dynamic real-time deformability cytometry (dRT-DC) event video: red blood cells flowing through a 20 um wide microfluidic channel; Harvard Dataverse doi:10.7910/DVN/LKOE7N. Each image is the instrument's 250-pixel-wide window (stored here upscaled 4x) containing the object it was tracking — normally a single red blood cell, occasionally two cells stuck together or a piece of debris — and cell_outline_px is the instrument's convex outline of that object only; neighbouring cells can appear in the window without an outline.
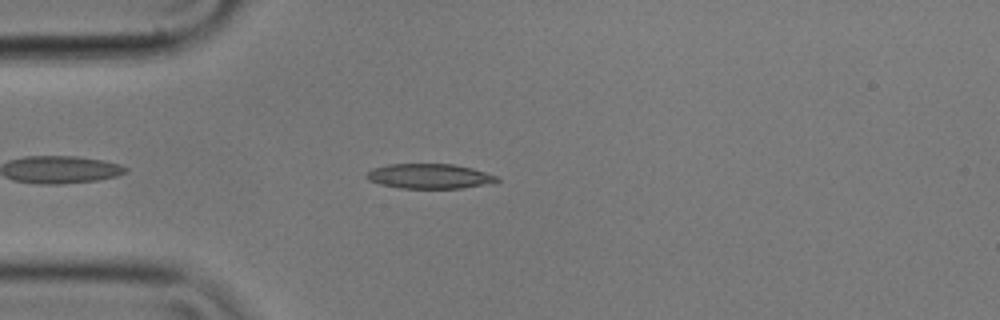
{"species": "common noctule bat (a hibernating species)", "species_latin": "Nyctalus noctula", "temperature_condition": "cold", "stored_images_in_passage": 39, "camera_frame_rate_fps": 3000, "um_per_image_px": 0.085, "animal": {"sex": "male", "body_mass_g": 17.9}, "frame": {"image": 1, "passage_image": 5, "time_ms": 1.333, "image_size_px": [1000, 320], "cell_outline_px": [[500, 180], [496, 184], [460, 188], [400, 188], [380, 184], [368, 180], [364, 176], [372, 168], [388, 164], [452, 164], [472, 168], [496, 176]], "centroid_in_image_um": [36.52, 14.98], "position_along_channel_um": 48.5, "area_um2": 19.02}}
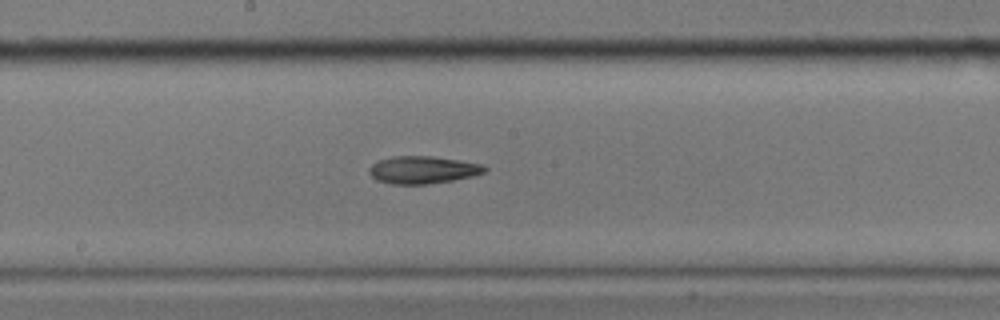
{"frame": {"image": 2, "passage_image": 20, "time_ms": 6.333, "image_size_px": [1000, 320], "cell_outline_px": [[488, 168], [484, 172], [472, 176], [452, 180], [428, 184], [392, 184], [376, 180], [368, 172], [368, 168], [372, 164], [380, 160], [392, 156], [432, 156], [484, 164]], "centroid_in_image_um": [35.93, 14.43], "position_along_channel_um": 212.3, "area_um2": 18.5}}
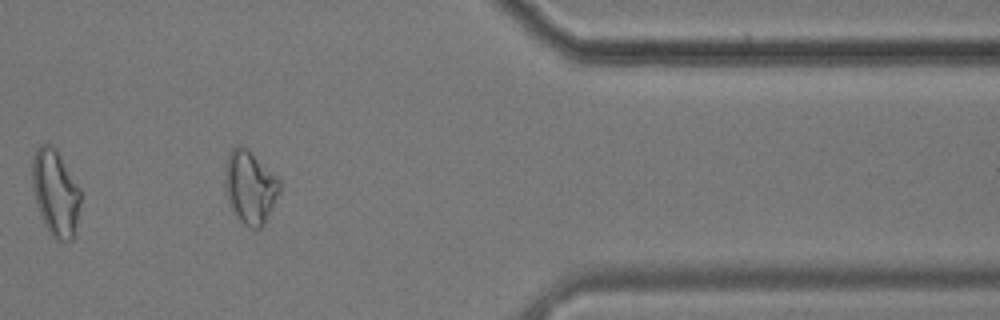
{"frame": {"image": 3, "passage_image": 37, "time_ms": 12.0, "image_size_px": [1000, 320], "cell_outline_px": [[280, 192], [264, 224], [260, 228], [248, 228], [236, 216], [228, 200], [224, 184], [224, 168], [228, 152], [236, 144], [240, 144], [248, 148], [280, 180]], "centroid_in_image_um": [21.23, 15.86], "position_along_channel_um": 390.2, "area_um2": 23.47}, "authors_computed_cell_mechanics": {"area_um2": 18.6116, "velocity_mm_per_s": 3.5305, "shape_relaxation_time_tau1_ms": 6.0832, "shape_relaxation_time_tau2_ms": 3.345, "deformation_change_tau1": 0.146, "deformation_change_tau2": 0.1114}}